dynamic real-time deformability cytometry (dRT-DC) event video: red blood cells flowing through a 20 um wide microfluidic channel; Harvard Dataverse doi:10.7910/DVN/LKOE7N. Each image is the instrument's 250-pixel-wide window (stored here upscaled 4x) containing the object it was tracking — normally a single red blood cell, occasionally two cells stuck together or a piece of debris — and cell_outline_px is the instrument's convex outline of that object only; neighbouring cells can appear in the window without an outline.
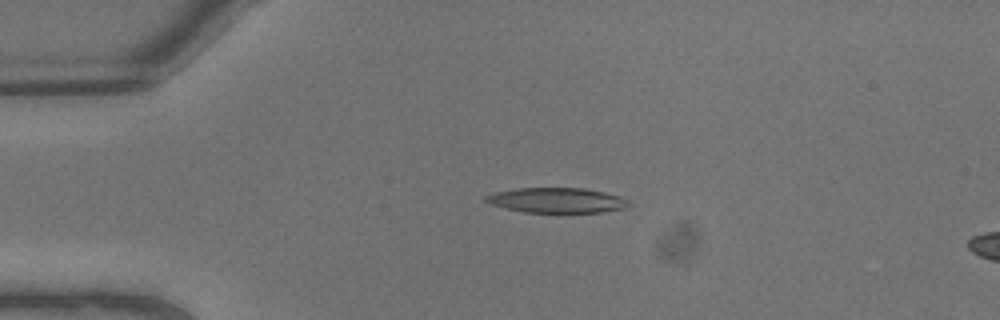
{"species": "common noctule bat (a hibernating species)", "species_latin": "Nyctalus noctula", "temperature_condition": "warm", "stored_images_in_passage": 7, "camera_frame_rate_fps": 3000, "um_per_image_px": 0.085, "animal": {"sex": "male", "body_mass_g": 13.3}, "frame": {"image": 1, "passage_image": 5, "time_ms": 1.333, "image_size_px": [1000, 320], "cell_outline_px": [[628, 204], [624, 208], [600, 212], [524, 212], [504, 208], [492, 204], [484, 200], [484, 196], [496, 192], [516, 188], [584, 188], [604, 192], [620, 196], [628, 200]], "centroid_in_image_um": [47.3, 17.02], "position_along_channel_um": 37.7, "area_um2": 20.69}}